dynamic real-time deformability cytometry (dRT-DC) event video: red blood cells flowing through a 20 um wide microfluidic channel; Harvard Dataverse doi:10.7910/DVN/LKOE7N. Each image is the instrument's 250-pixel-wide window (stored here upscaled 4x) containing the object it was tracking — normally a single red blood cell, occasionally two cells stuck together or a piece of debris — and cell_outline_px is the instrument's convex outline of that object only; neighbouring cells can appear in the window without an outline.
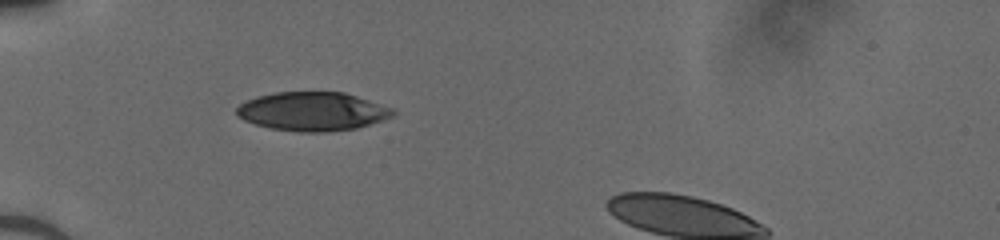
{"species": "human", "species_latin": "Homo sapiens", "temperature_condition": "cold", "stored_images_in_passage": 33, "camera_frame_rate_fps": 3000, "um_per_image_px": 0.085, "donor": {"sex": "male"}, "frame": {"image": 1, "passage_image": 1, "time_ms": 0.0, "image_size_px": [1000, 240], "cell_outline_px": [[396, 112], [392, 116], [356, 128], [328, 132], [300, 132], [272, 128], [256, 124], [244, 120], [236, 116], [236, 108], [240, 104], [256, 96], [276, 92], [344, 92], [396, 108]], "centroid_in_image_um": [26.57, 9.46], "position_along_channel_um": 58.4, "area_um2": 35.32}}
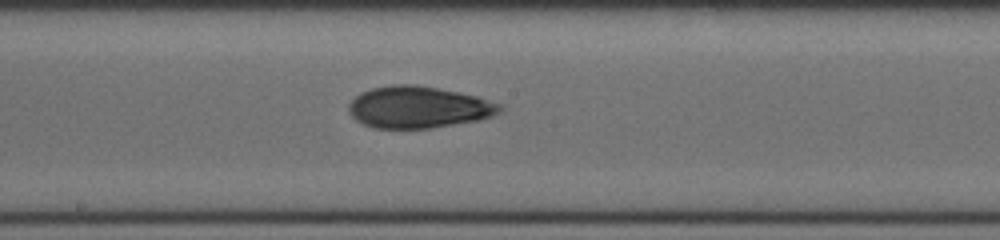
{"frame": {"image": 2, "passage_image": 13, "time_ms": 4.0, "image_size_px": [1000, 240], "cell_outline_px": [[504, 108], [500, 112], [492, 116], [480, 120], [432, 128], [372, 128], [356, 120], [348, 112], [348, 104], [360, 92], [372, 88], [392, 84], [412, 84], [436, 88], [476, 96], [504, 104]], "centroid_in_image_um": [35.58, 9.12], "position_along_channel_um": 212.6, "area_um2": 36.93}}
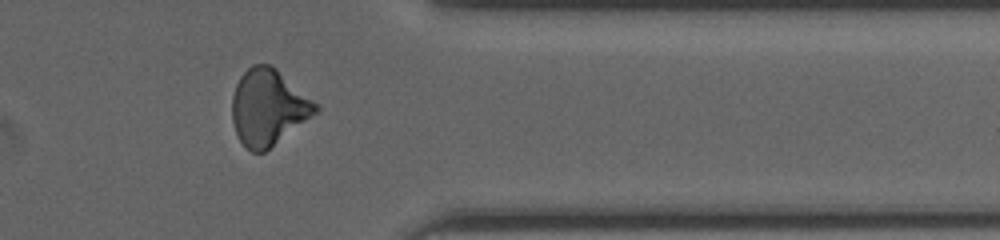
{"frame": {"image": 3, "passage_image": 26, "time_ms": 8.333, "image_size_px": [1000, 240], "cell_outline_px": [[320, 108], [316, 112], [264, 152], [252, 152], [240, 140], [236, 132], [232, 120], [232, 96], [236, 84], [240, 76], [252, 64], [272, 64], [312, 100]], "centroid_in_image_um": [22.76, 9.09], "position_along_channel_um": 388.6, "area_um2": 36.24}}